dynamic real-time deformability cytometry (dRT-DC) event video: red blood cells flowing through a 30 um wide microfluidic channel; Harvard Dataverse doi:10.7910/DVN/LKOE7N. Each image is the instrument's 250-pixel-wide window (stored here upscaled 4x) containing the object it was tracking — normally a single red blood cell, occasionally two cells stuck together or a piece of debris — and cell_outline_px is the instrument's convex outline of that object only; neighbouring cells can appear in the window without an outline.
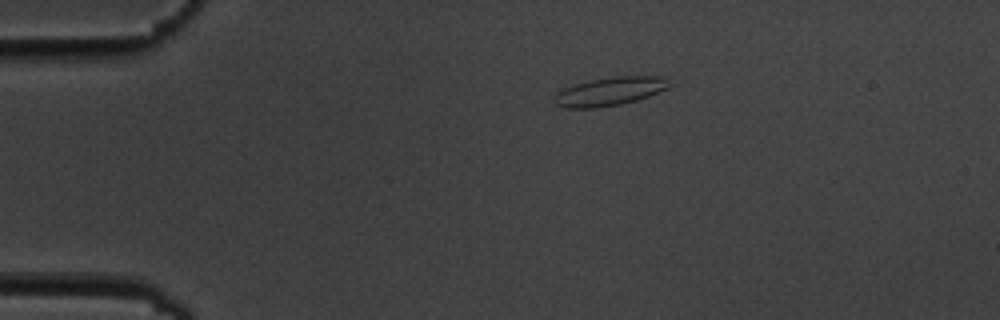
{"species": "common noctule bat (a hibernating species)", "species_latin": "Nyctalus noctula", "temperature_condition": "cold", "stored_images_in_passage": 6, "segment_of_instrument_passage": [2, 2], "camera_frame_rate_fps": 3000, "um_per_image_px": 0.085, "animal": {"sex": "male", "body_mass_g": 19.5, "forearm_length_mm": 54.6}, "frame": {"image": 1, "passage_image": 6, "time_ms": 6.667, "image_size_px": [1000, 320], "cell_outline_px": [[676, 84], [668, 88], [648, 96], [636, 100], [620, 104], [596, 108], [564, 108], [556, 104], [556, 92], [572, 84], [588, 80], [612, 76], [664, 76]], "centroid_in_image_um": [51.89, 7.74], "position_along_channel_um": 33.1, "area_um2": 19.36}}